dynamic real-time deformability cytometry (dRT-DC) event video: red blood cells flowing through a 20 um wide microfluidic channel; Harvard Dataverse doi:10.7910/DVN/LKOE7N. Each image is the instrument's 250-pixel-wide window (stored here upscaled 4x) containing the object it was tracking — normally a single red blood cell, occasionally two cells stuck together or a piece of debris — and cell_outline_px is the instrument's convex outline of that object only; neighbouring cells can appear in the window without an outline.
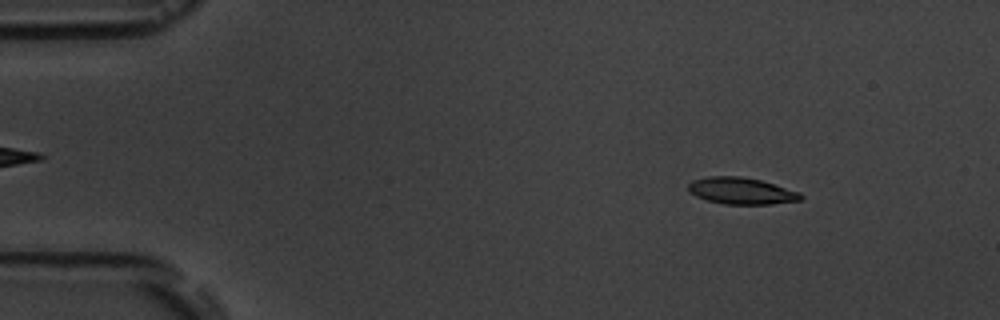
{"species": "common noctule bat (a hibernating species)", "species_latin": "Nyctalus noctula", "temperature_condition": "room temperature", "stored_images_in_passage": 5, "camera_frame_rate_fps": 3000, "um_per_image_px": 0.085, "animal": {"sex": "male", "body_mass_g": 19.5, "forearm_length_mm": 54.6}, "frame": {"image": 1, "passage_image": 2, "time_ms": 1.333, "image_size_px": [1000, 320], "cell_outline_px": [[804, 196], [800, 200], [772, 204], [724, 204], [708, 200], [696, 196], [688, 188], [688, 184], [692, 180], [708, 176], [740, 176], [760, 180], [800, 192]], "centroid_in_image_um": [63.02, 16.22], "position_along_channel_um": 22.0, "area_um2": 17.34}}